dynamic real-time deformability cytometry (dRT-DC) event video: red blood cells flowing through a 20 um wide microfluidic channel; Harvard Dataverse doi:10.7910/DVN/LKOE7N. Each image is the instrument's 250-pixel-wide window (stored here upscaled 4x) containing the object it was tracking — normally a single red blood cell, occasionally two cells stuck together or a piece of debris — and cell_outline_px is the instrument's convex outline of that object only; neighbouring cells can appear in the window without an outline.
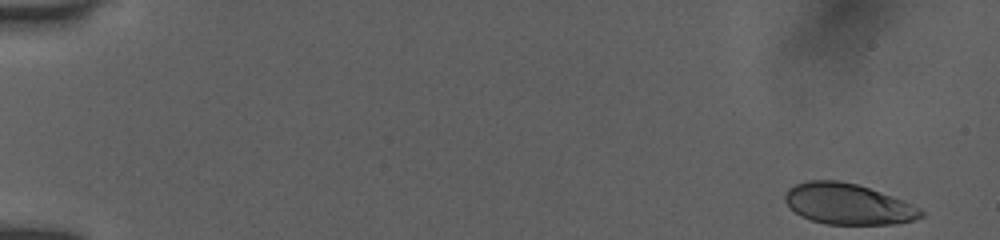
{"species": "human", "species_latin": "Homo sapiens", "temperature_condition": "room temperature", "stored_images_in_passage": 52, "camera_frame_rate_fps": 3000, "um_per_image_px": 0.085, "donor": {"sex": "female"}, "frame": {"image": 1, "passage_image": 1, "time_ms": 0.0, "image_size_px": [1000, 240], "cell_outline_px": [[924, 216], [916, 220], [892, 224], [828, 224], [812, 220], [800, 216], [784, 200], [784, 196], [788, 188], [796, 184], [808, 180], [836, 180], [856, 184], [904, 200], [920, 208], [924, 212]], "centroid_in_image_um": [72.1, 17.34], "position_along_channel_um": 12.9, "area_um2": 32.25}}
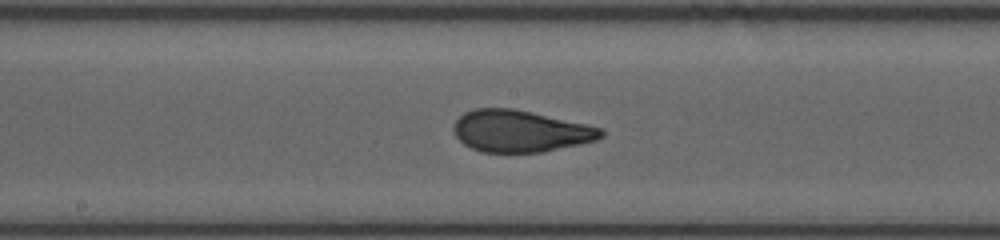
{"frame": {"image": 2, "passage_image": 28, "time_ms": 9.0, "image_size_px": [1000, 240], "cell_outline_px": [[604, 136], [596, 140], [580, 144], [540, 152], [480, 152], [464, 144], [456, 136], [452, 128], [452, 124], [464, 112], [476, 108], [512, 108], [532, 112], [604, 128]], "centroid_in_image_um": [44.21, 11.14], "position_along_channel_um": 204.0, "area_um2": 35.89}}
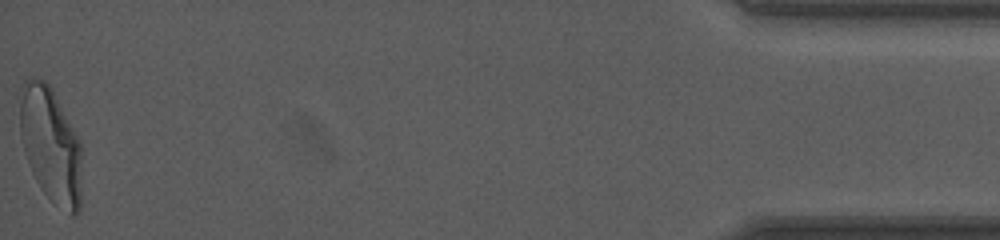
{"frame": {"image": 3, "passage_image": 52, "time_ms": 17.0, "image_size_px": [1000, 240], "cell_outline_px": [[80, 212], [76, 216], [72, 216], [52, 200], [44, 192], [36, 180], [28, 164], [24, 152], [20, 136], [20, 88], [24, 80], [28, 76], [32, 76], [44, 80], [52, 88], [80, 140]], "centroid_in_image_um": [4.28, 12.26], "position_along_channel_um": 430.9, "area_um2": 41.67}, "authors_computed_cell_mechanics": {"area_um2": 35.547, "velocity_mm_per_s": 3.9034, "shape_relaxation_time_tau1_ms": 5.4368, "shape_relaxation_time_tau2_ms": 0.754, "deformation_change_tau1": 0.1998, "deformation_change_tau2": 0.0651}}